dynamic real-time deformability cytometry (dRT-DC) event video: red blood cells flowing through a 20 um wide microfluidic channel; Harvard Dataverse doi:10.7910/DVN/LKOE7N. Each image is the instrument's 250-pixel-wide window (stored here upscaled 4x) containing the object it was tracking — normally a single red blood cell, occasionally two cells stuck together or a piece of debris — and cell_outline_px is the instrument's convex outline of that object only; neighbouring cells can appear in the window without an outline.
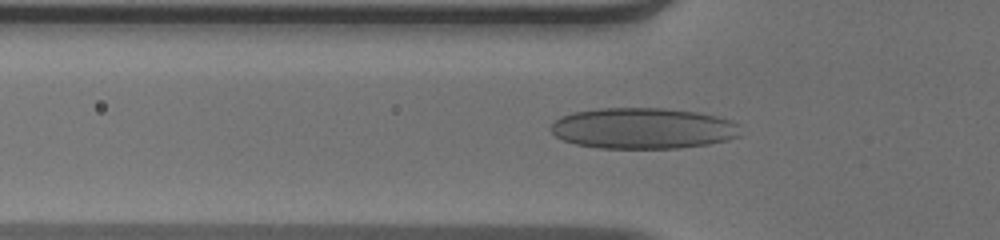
{"species": "human", "species_latin": "Homo sapiens", "temperature_condition": "warm", "stored_images_in_passage": 42, "camera_frame_rate_fps": 3000, "um_per_image_px": 0.085, "donor": {"sex": "male"}, "frame": {"image": 1, "passage_image": 9, "time_ms": 2.667, "image_size_px": [1000, 240], "cell_outline_px": [[740, 136], [728, 140], [708, 144], [680, 148], [600, 148], [576, 144], [564, 140], [556, 136], [552, 132], [552, 124], [560, 116], [572, 112], [600, 108], [664, 108], [696, 112], [716, 116], [732, 120], [740, 124]], "centroid_in_image_um": [54.69, 10.9], "position_along_channel_um": 71.1, "area_um2": 45.43}}
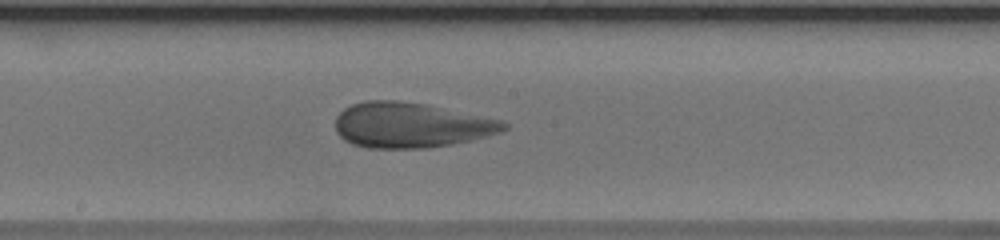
{"frame": {"image": 2, "passage_image": 20, "time_ms": 6.333, "image_size_px": [1000, 240], "cell_outline_px": [[508, 128], [500, 132], [452, 144], [428, 148], [368, 148], [352, 144], [344, 140], [336, 132], [336, 116], [344, 108], [352, 104], [364, 100], [396, 100], [428, 104], [504, 120], [508, 124]], "centroid_in_image_um": [34.91, 10.62], "position_along_channel_um": 213.3, "area_um2": 44.62}}
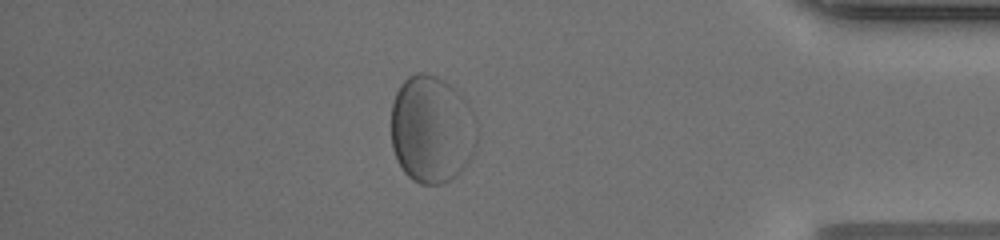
{"frame": {"image": 3, "passage_image": 37, "time_ms": 12.0, "image_size_px": [1000, 240], "cell_outline_px": [[476, 148], [460, 172], [456, 176], [440, 184], [420, 184], [412, 180], [404, 172], [396, 160], [392, 148], [392, 104], [396, 92], [400, 84], [408, 76], [416, 72], [424, 72], [436, 76], [444, 80], [472, 108], [476, 120]], "centroid_in_image_um": [36.68, 11.0], "position_along_channel_um": 398.5, "area_um2": 53.99}}